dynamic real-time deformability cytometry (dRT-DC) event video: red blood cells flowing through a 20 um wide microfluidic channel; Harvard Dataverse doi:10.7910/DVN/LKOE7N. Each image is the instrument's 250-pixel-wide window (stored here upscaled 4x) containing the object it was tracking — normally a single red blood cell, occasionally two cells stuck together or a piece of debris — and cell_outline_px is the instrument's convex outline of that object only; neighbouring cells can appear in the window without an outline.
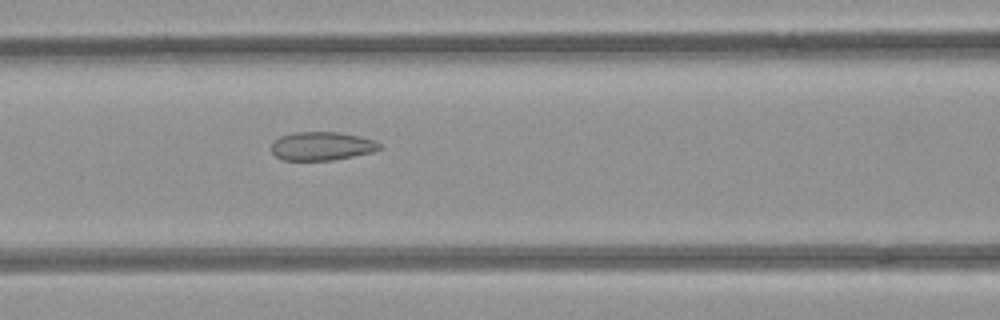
{"species": "common noctule bat (a hibernating species)", "species_latin": "Nyctalus noctula", "temperature_condition": "room temperature", "stored_images_in_passage": 6, "camera_frame_rate_fps": 3000, "um_per_image_px": 0.085, "animal": {"sex": "female", "body_mass_g": 21.9}, "frame": {"image": 1, "passage_image": 6, "time_ms": 1.667, "image_size_px": [1000, 320], "cell_outline_px": [[380, 148], [372, 152], [332, 160], [284, 160], [276, 156], [272, 152], [272, 144], [280, 136], [296, 132], [340, 132], [360, 136], [376, 140], [380, 144]], "centroid_in_image_um": [27.37, 12.41], "position_along_channel_um": 139.2, "area_um2": 17.86}}